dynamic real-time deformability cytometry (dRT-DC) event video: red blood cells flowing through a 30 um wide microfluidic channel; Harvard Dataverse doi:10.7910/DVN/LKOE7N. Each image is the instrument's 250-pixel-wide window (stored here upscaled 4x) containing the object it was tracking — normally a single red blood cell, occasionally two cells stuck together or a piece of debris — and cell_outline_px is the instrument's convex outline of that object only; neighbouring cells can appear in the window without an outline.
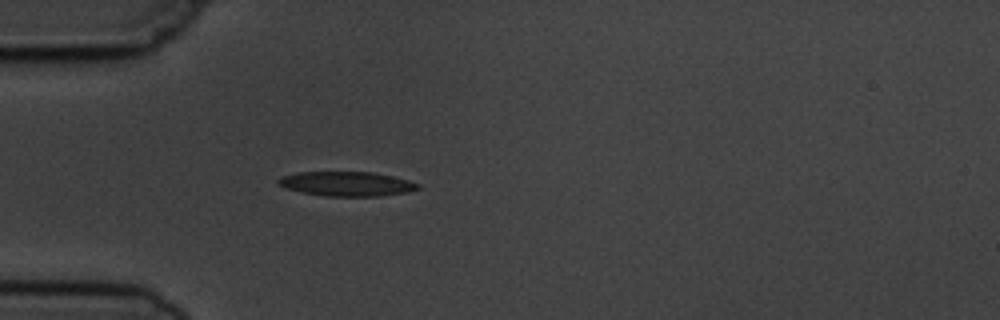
{"species": "common noctule bat (a hibernating species)", "species_latin": "Nyctalus noctula", "temperature_condition": "cold", "stored_images_in_passage": 4, "camera_frame_rate_fps": 3000, "um_per_image_px": 0.085, "animal": {"sex": "male", "body_mass_g": 19.5, "forearm_length_mm": 54.6}, "frame": {"image": 1, "passage_image": 4, "time_ms": 3.667, "image_size_px": [1000, 320], "cell_outline_px": [[420, 188], [408, 192], [380, 196], [324, 196], [300, 192], [276, 184], [276, 180], [280, 176], [300, 172], [372, 172], [392, 176], [408, 180], [420, 184]], "centroid_in_image_um": [29.45, 15.63], "position_along_channel_um": 55.5, "area_um2": 20.0}}